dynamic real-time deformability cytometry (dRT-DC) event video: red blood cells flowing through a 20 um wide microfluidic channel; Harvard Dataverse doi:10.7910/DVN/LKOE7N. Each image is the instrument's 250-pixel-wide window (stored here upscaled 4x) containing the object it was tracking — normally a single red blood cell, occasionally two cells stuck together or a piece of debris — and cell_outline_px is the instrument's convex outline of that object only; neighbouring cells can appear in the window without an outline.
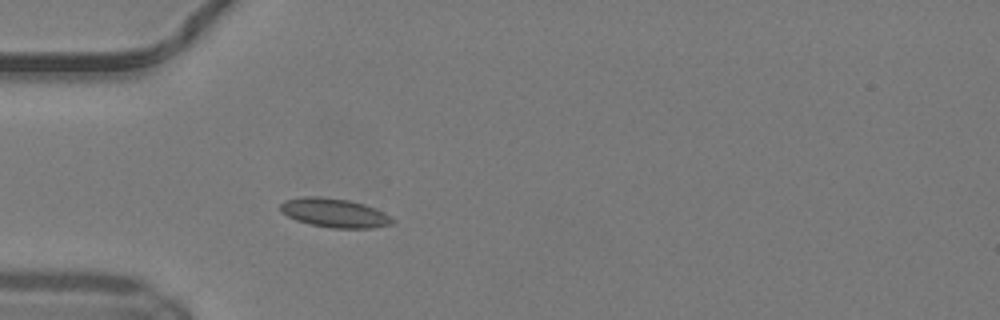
{"species": "common noctule bat (a hibernating species)", "species_latin": "Nyctalus noctula", "temperature_condition": "warm", "stored_images_in_passage": 36, "camera_frame_rate_fps": 3000, "um_per_image_px": 0.085, "animal": {"sex": "male", "body_mass_g": 19.2, "forearm_length_mm": 51.8}, "frame": {"image": 1, "passage_image": 1, "time_ms": 0.0, "image_size_px": [1000, 320], "cell_outline_px": [[396, 220], [392, 224], [372, 228], [332, 228], [308, 224], [296, 220], [280, 212], [280, 204], [284, 200], [304, 196], [320, 196], [348, 200], [364, 204], [376, 208], [384, 212]], "centroid_in_image_um": [28.42, 18.09], "position_along_channel_um": 56.6, "area_um2": 19.13}}
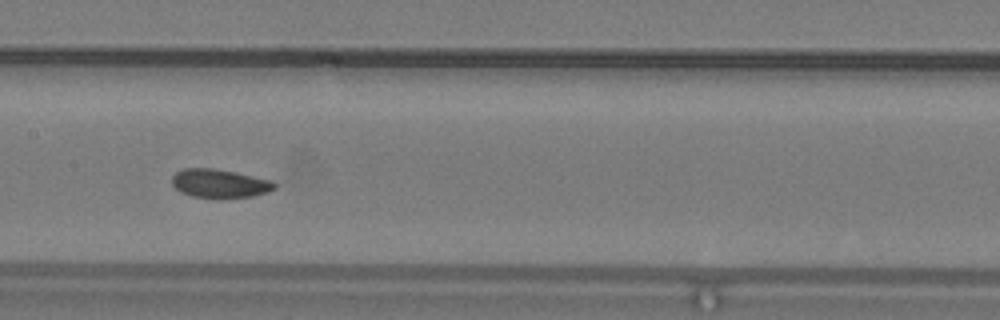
{"frame": {"image": 2, "passage_image": 11, "time_ms": 3.333, "image_size_px": [1000, 320], "cell_outline_px": [[276, 188], [268, 192], [252, 196], [220, 200], [216, 200], [192, 196], [180, 192], [172, 184], [172, 176], [176, 172], [184, 168], [212, 168], [236, 172], [272, 180], [276, 184]], "centroid_in_image_um": [18.67, 15.62], "position_along_channel_um": 188.7, "area_um2": 17.63}}
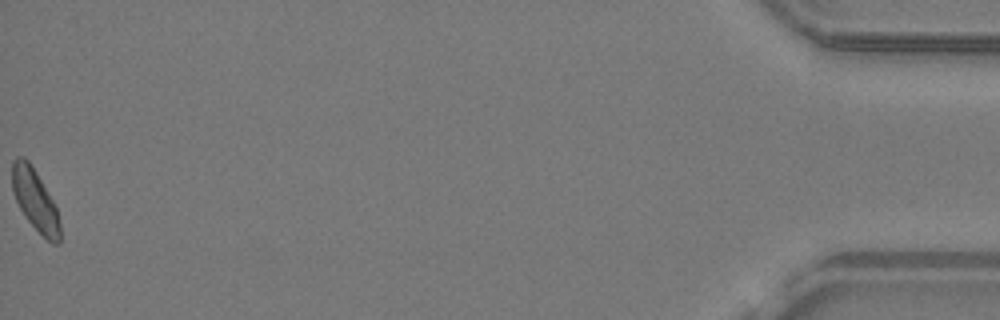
{"frame": {"image": 3, "passage_image": 36, "time_ms": 11.667, "image_size_px": [1000, 320], "cell_outline_px": [[60, 244], [52, 244], [28, 220], [20, 208], [12, 192], [12, 160], [16, 156], [24, 156], [28, 160], [36, 172], [52, 200], [56, 208], [60, 224]], "centroid_in_image_um": [2.96, 16.98], "position_along_channel_um": 432.2, "area_um2": 16.88}, "authors_computed_cell_mechanics": {"area_um2": 17.2533, "velocity_mm_per_s": 4.1282, "shape_relaxation_time_tau1_ms": 2.3953, "shape_relaxation_time_tau2_ms": 2.4673, "deformation_change_tau1": 0.0859, "deformation_change_tau2": 0.0697}}